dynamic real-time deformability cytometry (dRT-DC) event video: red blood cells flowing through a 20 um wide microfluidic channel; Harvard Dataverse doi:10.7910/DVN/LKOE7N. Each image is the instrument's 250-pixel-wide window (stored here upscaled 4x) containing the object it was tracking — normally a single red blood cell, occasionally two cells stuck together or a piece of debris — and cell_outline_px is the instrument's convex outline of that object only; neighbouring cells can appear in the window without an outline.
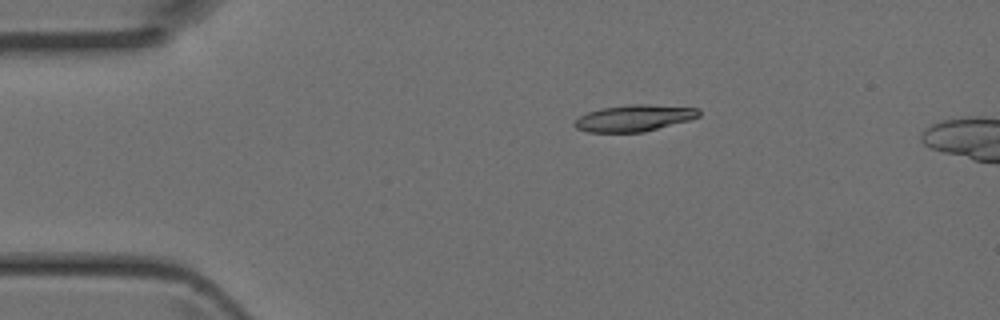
{"species": "Egyptian fruit bat (a non-hibernating species)", "species_latin": "Rousettus aegyptiacus", "temperature_condition": "room temperature", "stored_images_in_passage": 3, "camera_frame_rate_fps": 3000, "um_per_image_px": 0.085, "animal": {"sex": "female"}, "frame": {"image": 1, "passage_image": 1, "time_ms": 0.0, "image_size_px": [1000, 320], "cell_outline_px": [[700, 116], [688, 120], [644, 132], [588, 132], [576, 128], [572, 124], [572, 120], [588, 112], [600, 108], [632, 104], [648, 104], [700, 108]], "centroid_in_image_um": [53.87, 10.03], "position_along_channel_um": 31.1, "area_um2": 19.31}}